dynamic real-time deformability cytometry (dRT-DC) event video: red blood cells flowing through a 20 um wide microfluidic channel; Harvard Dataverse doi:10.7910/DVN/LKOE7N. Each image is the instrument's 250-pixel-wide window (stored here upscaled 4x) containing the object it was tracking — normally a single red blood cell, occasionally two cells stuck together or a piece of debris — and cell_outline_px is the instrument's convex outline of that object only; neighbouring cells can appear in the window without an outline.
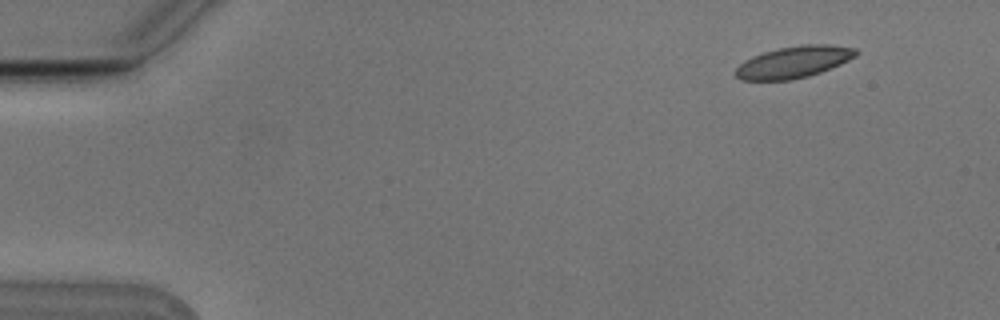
{"species": "Egyptian fruit bat (a non-hibernating species)", "species_latin": "Rousettus aegyptiacus", "temperature_condition": "cold", "stored_images_in_passage": 4, "camera_frame_rate_fps": 3000, "um_per_image_px": 0.085, "animal": {"sex": "male"}, "frame": {"image": 1, "passage_image": 1, "time_ms": 0.0, "image_size_px": [1000, 320], "cell_outline_px": [[860, 52], [856, 56], [840, 64], [820, 72], [808, 76], [788, 80], [740, 80], [736, 76], [736, 68], [744, 60], [752, 56], [764, 52], [780, 48], [800, 44], [828, 44], [856, 48]], "centroid_in_image_um": [67.48, 5.26], "position_along_channel_um": 17.5, "area_um2": 22.2}}